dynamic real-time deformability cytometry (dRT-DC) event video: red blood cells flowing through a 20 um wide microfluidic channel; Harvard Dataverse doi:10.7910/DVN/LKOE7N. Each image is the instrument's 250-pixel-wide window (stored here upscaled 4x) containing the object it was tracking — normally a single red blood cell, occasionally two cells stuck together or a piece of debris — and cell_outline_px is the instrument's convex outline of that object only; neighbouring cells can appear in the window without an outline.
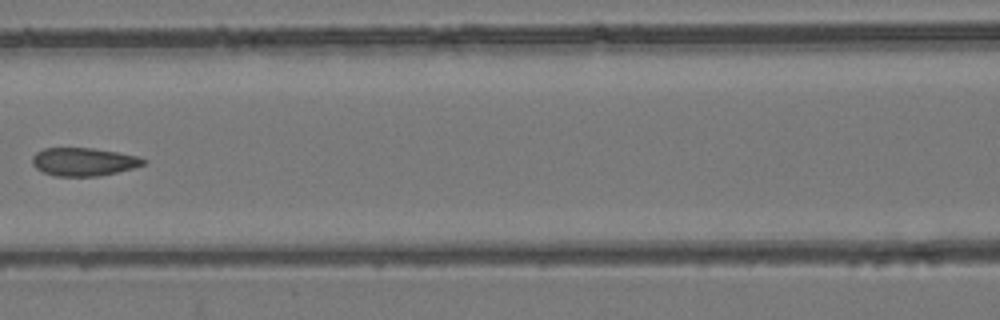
{"species": "common noctule bat (a hibernating species)", "species_latin": "Nyctalus noctula", "temperature_condition": "room temperature", "stored_images_in_passage": 8, "camera_frame_rate_fps": 3000, "um_per_image_px": 0.085, "animal": {"sex": "female", "body_mass_g": 24.6, "forearm_length_mm": 56.2}, "frame": {"image": 1, "passage_image": 8, "time_ms": 8.0, "image_size_px": [1000, 320], "cell_outline_px": [[148, 160], [144, 164], [132, 168], [116, 172], [96, 176], [56, 176], [44, 172], [36, 168], [32, 164], [32, 156], [36, 152], [44, 148], [92, 148], [116, 152], [136, 156]], "centroid_in_image_um": [7.08, 13.74], "position_along_channel_um": 159.5, "area_um2": 18.03}}